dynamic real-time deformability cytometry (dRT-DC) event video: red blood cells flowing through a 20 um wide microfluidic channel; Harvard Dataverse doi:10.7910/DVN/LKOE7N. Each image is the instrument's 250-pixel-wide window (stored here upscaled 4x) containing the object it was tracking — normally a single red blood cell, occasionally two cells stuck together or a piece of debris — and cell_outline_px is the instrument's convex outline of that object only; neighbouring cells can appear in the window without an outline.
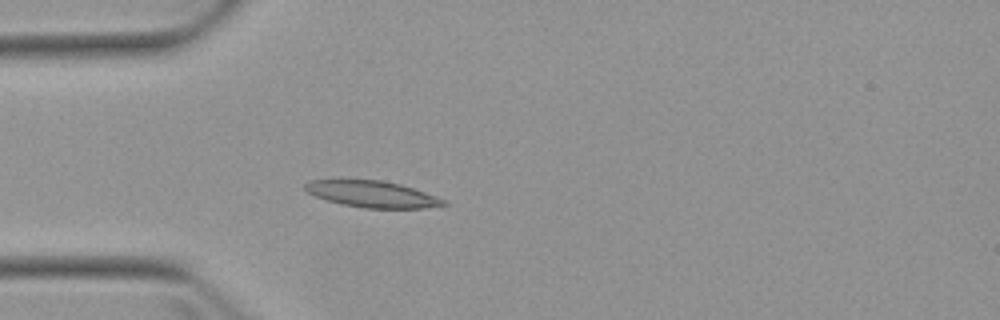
{"species": "Egyptian fruit bat (a non-hibernating species)", "species_latin": "Rousettus aegyptiacus", "temperature_condition": "warm", "stored_images_in_passage": 4, "camera_frame_rate_fps": 3000, "um_per_image_px": 0.085, "animal": {"sex": "female"}, "frame": {"image": 1, "passage_image": 4, "time_ms": 3.667, "image_size_px": [1000, 320], "cell_outline_px": [[448, 204], [424, 208], [364, 208], [340, 204], [316, 196], [308, 192], [304, 188], [304, 184], [308, 180], [380, 180], [400, 184], [448, 200]], "centroid_in_image_um": [31.65, 16.5], "position_along_channel_um": 53.4, "area_um2": 21.21}}